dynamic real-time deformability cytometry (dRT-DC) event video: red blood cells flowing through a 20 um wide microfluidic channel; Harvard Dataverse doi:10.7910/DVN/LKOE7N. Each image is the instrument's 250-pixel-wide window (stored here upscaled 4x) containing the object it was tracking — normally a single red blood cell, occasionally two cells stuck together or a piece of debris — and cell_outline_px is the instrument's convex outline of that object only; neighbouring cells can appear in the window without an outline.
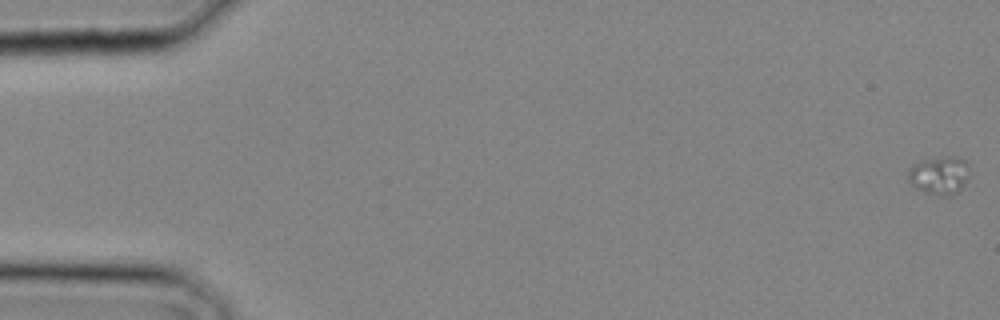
{"species": "common noctule bat (a hibernating species)", "species_latin": "Nyctalus noctula", "temperature_condition": "cold", "stored_images_in_passage": 30, "camera_frame_rate_fps": 3000, "um_per_image_px": 0.085, "animal": {"sex": "male", "body_mass_g": 20.4}, "frame": {"image": 1, "passage_image": 1, "time_ms": 0.0, "image_size_px": [1000, 320], "cell_outline_px": [[968, 180], [956, 192], [948, 196], [944, 196], [928, 192], [916, 188], [908, 180], [908, 168], [924, 160], [948, 156], [952, 156], [964, 160], [968, 164]], "centroid_in_image_um": [79.85, 14.89], "position_along_channel_um": 5.1, "area_um2": 13.29}}